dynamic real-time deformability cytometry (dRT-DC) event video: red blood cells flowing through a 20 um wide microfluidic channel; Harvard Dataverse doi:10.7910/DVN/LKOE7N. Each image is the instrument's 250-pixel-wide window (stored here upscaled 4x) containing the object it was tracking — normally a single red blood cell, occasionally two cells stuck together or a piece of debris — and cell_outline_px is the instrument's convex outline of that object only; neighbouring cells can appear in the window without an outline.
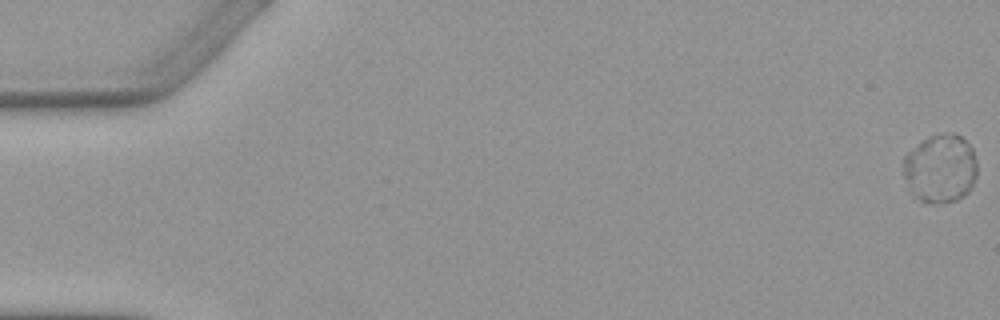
{"species": "Egyptian fruit bat (a non-hibernating species)", "species_latin": "Rousettus aegyptiacus", "temperature_condition": "warm", "stored_images_in_passage": 5, "camera_frame_rate_fps": 3000, "um_per_image_px": 0.085, "animal": {"sex": "female"}, "frame": {"image": 1, "passage_image": 1, "time_ms": 0.0, "image_size_px": [1000, 320], "cell_outline_px": [[976, 176], [968, 192], [964, 196], [956, 200], [932, 204], [924, 204], [908, 188], [904, 176], [904, 156], [908, 152], [924, 140], [932, 136], [952, 132], [960, 136], [972, 148], [976, 160]], "centroid_in_image_um": [79.93, 14.35], "position_along_channel_um": 5.1, "area_um2": 29.25}}